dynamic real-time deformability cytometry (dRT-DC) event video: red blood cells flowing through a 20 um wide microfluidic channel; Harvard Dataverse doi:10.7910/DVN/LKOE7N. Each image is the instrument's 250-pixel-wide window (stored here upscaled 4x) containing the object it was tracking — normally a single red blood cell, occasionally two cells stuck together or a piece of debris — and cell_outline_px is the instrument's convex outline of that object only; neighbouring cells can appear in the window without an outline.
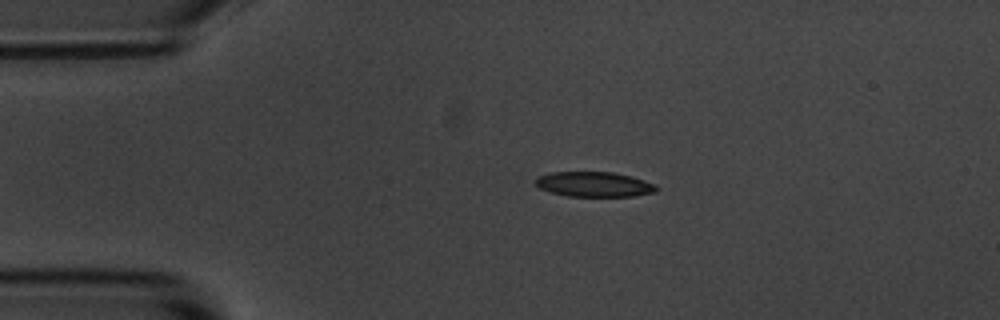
{"species": "common noctule bat (a hibernating species)", "species_latin": "Nyctalus noctula", "temperature_condition": "room temperature", "stored_images_in_passage": 45, "camera_frame_rate_fps": 3000, "um_per_image_px": 0.085, "animal": {"sex": "male", "body_mass_g": 20.1, "forearm_length_mm": 53.5}, "frame": {"image": 1, "passage_image": 1, "time_ms": 0.0, "image_size_px": [1000, 320], "cell_outline_px": [[660, 188], [656, 192], [632, 196], [568, 196], [552, 192], [540, 188], [536, 184], [536, 176], [552, 172], [612, 172], [632, 176], [656, 184]], "centroid_in_image_um": [50.54, 15.66], "position_along_channel_um": 34.5, "area_um2": 17.63}}
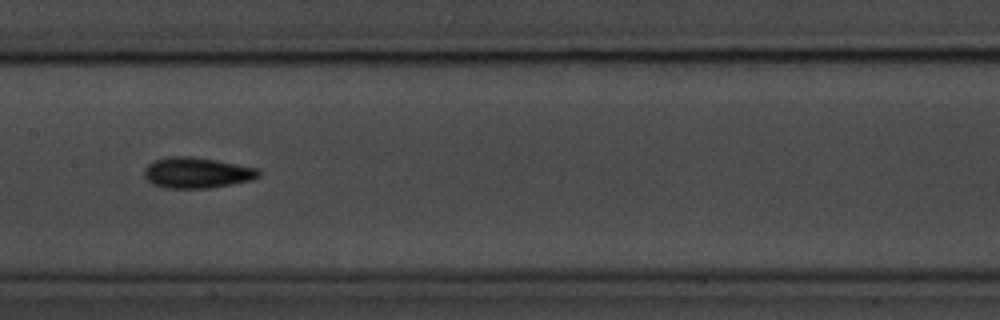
{"frame": {"image": 2, "passage_image": 17, "time_ms": 5.333, "image_size_px": [1000, 320], "cell_outline_px": [[260, 176], [252, 180], [208, 188], [164, 188], [152, 184], [144, 176], [144, 168], [148, 164], [156, 160], [172, 156], [192, 156], [216, 160], [256, 168], [260, 172]], "centroid_in_image_um": [16.71, 14.68], "position_along_channel_um": 190.7, "area_um2": 20.4}}
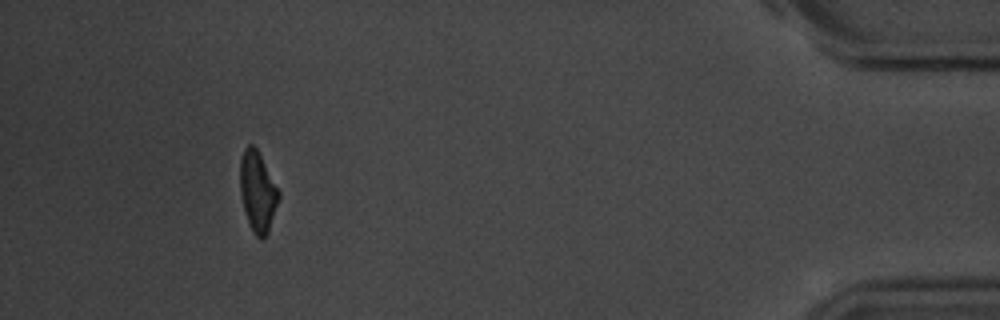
{"frame": {"image": 3, "passage_image": 41, "time_ms": 13.333, "image_size_px": [1000, 320], "cell_outline_px": [[280, 196], [268, 232], [260, 240], [252, 232], [240, 196], [240, 160], [244, 148], [248, 144], [252, 144], [256, 148], [280, 192]], "centroid_in_image_um": [21.89, 16.28], "position_along_channel_um": 413.3, "area_um2": 17.86}, "authors_computed_cell_mechanics": {"area_um2": 18.9584, "velocity_mm_per_s": 3.5882, "shape_relaxation_time_tau1_ms": 3.1231, "shape_relaxation_time_tau2_ms": 3.6029, "deformation_change_tau1": 0.1294, "deformation_change_tau2": 0.0896}}